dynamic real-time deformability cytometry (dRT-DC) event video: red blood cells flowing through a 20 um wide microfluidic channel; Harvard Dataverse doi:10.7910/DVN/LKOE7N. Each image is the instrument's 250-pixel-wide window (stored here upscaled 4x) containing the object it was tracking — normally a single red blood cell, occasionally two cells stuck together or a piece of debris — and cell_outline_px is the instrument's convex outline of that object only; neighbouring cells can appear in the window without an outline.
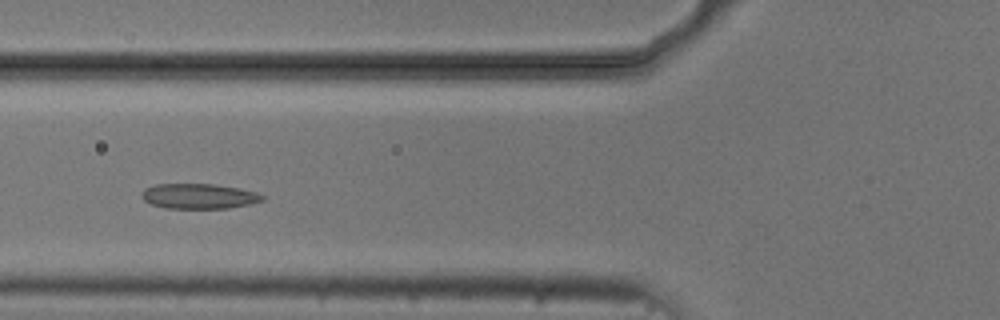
{"species": "common noctule bat (a hibernating species)", "species_latin": "Nyctalus noctula", "temperature_condition": "cold", "stored_images_in_passage": 7, "camera_frame_rate_fps": 3000, "um_per_image_px": 0.085, "animal": {"sex": "male", "body_mass_g": 20.5, "forearm_length_mm": 52.5}, "frame": {"image": 1, "passage_image": 5, "time_ms": 4.667, "image_size_px": [1000, 320], "cell_outline_px": [[264, 200], [252, 204], [228, 208], [164, 208], [152, 204], [144, 200], [140, 196], [144, 188], [156, 184], [212, 184], [240, 188], [256, 192], [264, 196]], "centroid_in_image_um": [16.91, 16.67], "position_along_channel_um": 108.9, "area_um2": 17.74}}
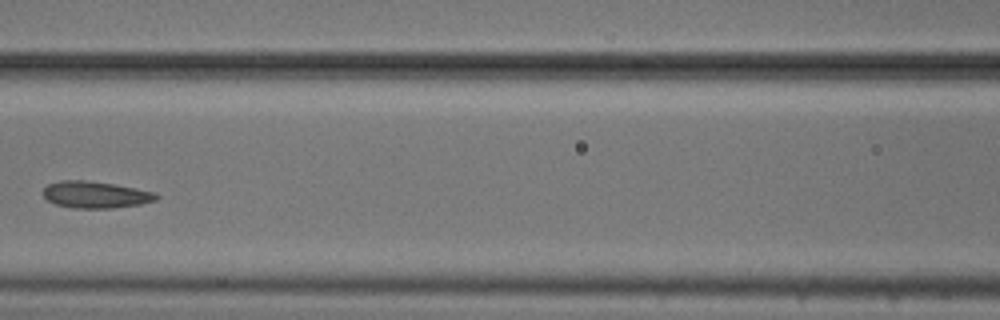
{"frame": {"image": 2, "passage_image": 6, "time_ms": 6.0, "image_size_px": [1000, 320], "cell_outline_px": [[160, 196], [156, 200], [140, 204], [112, 208], [72, 208], [56, 204], [48, 200], [44, 196], [44, 188], [48, 184], [60, 180], [84, 180], [112, 184], [156, 192]], "centroid_in_image_um": [8.12, 16.55], "position_along_channel_um": 158.5, "area_um2": 17.51}}
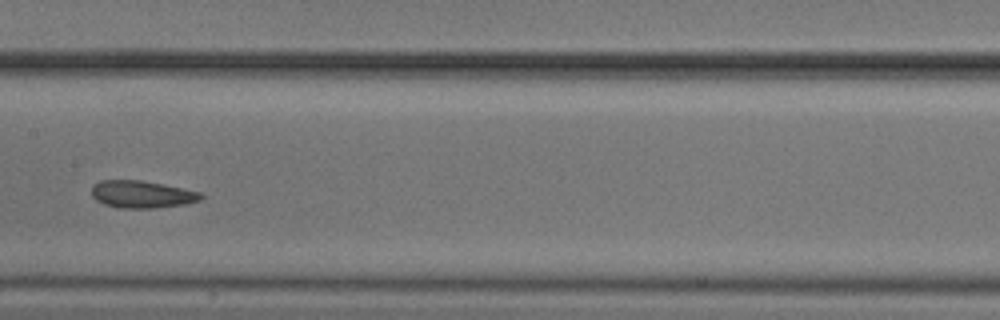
{"frame": {"image": 3, "passage_image": 7, "time_ms": 7.0, "image_size_px": [1000, 320], "cell_outline_px": [[204, 196], [200, 200], [184, 204], [156, 208], [120, 208], [104, 204], [96, 200], [92, 196], [92, 188], [100, 180], [140, 180], [200, 192]], "centroid_in_image_um": [12.04, 16.52], "position_along_channel_um": 195.4, "area_um2": 17.17}}